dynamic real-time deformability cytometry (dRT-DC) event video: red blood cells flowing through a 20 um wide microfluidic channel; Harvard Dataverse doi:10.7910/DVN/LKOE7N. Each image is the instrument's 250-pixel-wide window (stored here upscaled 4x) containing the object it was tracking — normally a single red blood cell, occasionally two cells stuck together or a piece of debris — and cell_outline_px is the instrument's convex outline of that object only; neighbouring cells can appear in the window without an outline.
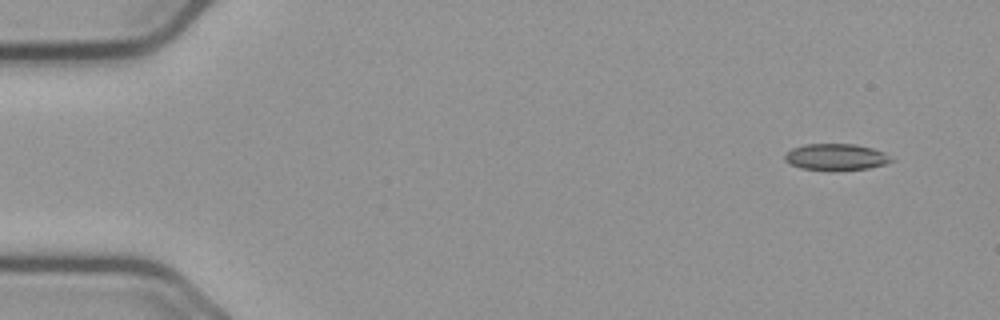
{"species": "common noctule bat (a hibernating species)", "species_latin": "Nyctalus noctula", "temperature_condition": "cold", "stored_images_in_passage": 53, "camera_frame_rate_fps": 3000, "um_per_image_px": 0.085, "animal": {"sex": "male", "body_mass_g": 23.1, "forearm_length_mm": 52.7}, "frame": {"image": 1, "passage_image": 1, "time_ms": 0.0, "image_size_px": [1000, 320], "cell_outline_px": [[896, 160], [884, 164], [868, 168], [832, 172], [800, 168], [788, 164], [784, 160], [784, 156], [792, 148], [804, 144], [856, 144], [872, 148], [884, 152]], "centroid_in_image_um": [71.04, 13.37], "position_along_channel_um": 14.0, "area_um2": 16.88}}
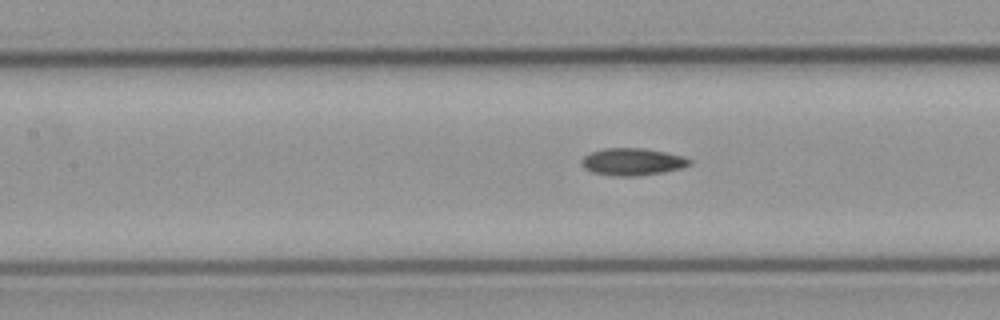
{"frame": {"image": 2, "passage_image": 22, "time_ms": 7.0, "image_size_px": [1000, 320], "cell_outline_px": [[692, 164], [684, 168], [664, 172], [636, 176], [612, 176], [592, 172], [584, 168], [580, 164], [580, 160], [584, 156], [592, 152], [604, 148], [644, 148], [684, 156], [692, 160]], "centroid_in_image_um": [53.77, 13.76], "position_along_channel_um": 153.6, "area_um2": 17.34}}
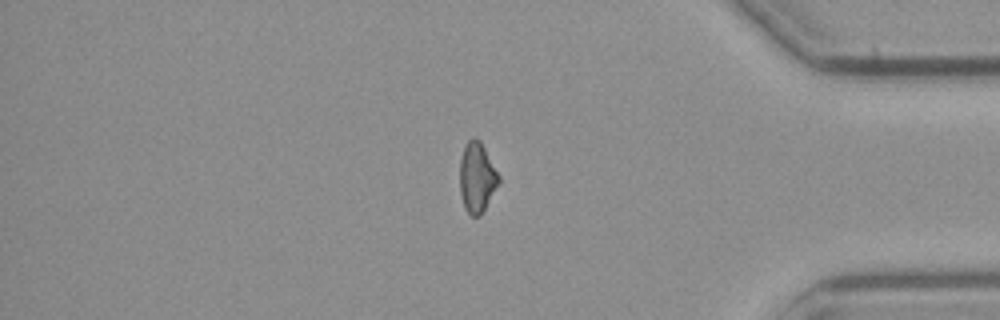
{"frame": {"image": 3, "passage_image": 44, "time_ms": 14.333, "image_size_px": [1000, 320], "cell_outline_px": [[500, 180], [480, 216], [472, 216], [464, 208], [460, 192], [460, 160], [464, 148], [468, 140], [472, 136], [476, 136], [480, 140], [500, 176]], "centroid_in_image_um": [40.53, 15.05], "position_along_channel_um": 394.7, "area_um2": 15.78}}